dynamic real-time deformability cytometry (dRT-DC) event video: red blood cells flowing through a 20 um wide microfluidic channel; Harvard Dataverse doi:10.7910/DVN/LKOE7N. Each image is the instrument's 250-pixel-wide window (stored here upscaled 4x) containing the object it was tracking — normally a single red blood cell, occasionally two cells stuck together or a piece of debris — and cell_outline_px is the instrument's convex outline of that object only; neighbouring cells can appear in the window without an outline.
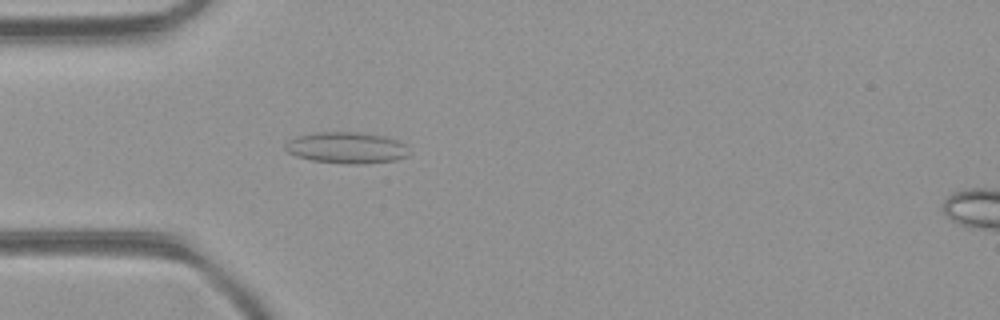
{"species": "common noctule bat (a hibernating species)", "species_latin": "Nyctalus noctula", "temperature_condition": "room temperature", "stored_images_in_passage": 5, "camera_frame_rate_fps": 3000, "um_per_image_px": 0.085, "animal": {"sex": "female", "body_mass_g": 21.9}, "frame": {"image": 1, "passage_image": 4, "time_ms": 1.0, "image_size_px": [1000, 320], "cell_outline_px": [[412, 152], [408, 156], [396, 160], [364, 164], [344, 164], [312, 160], [296, 156], [288, 152], [284, 148], [284, 144], [288, 140], [296, 136], [316, 132], [356, 132], [384, 136], [396, 140], [404, 144]], "centroid_in_image_um": [29.46, 12.56], "position_along_channel_um": 55.5, "area_um2": 22.83}}